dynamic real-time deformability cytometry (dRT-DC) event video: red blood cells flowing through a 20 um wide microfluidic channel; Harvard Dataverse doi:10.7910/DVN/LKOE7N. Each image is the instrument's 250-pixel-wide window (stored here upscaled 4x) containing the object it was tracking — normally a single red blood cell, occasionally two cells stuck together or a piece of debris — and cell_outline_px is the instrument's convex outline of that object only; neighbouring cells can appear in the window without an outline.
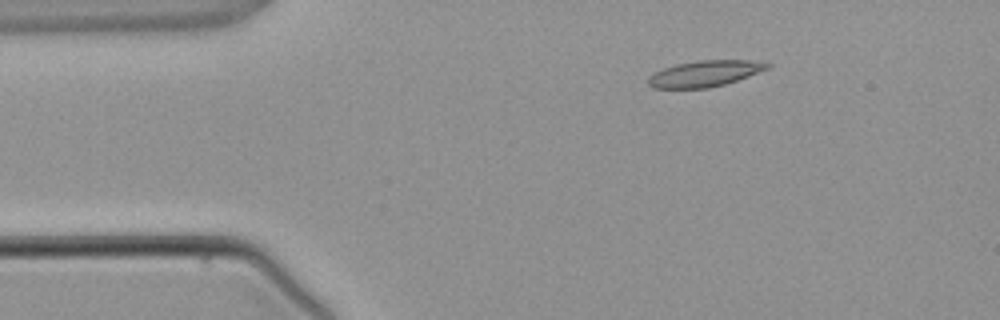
{"species": "common noctule bat (a hibernating species)", "species_latin": "Nyctalus noctula", "temperature_condition": "warm", "stored_images_in_passage": 3, "camera_frame_rate_fps": 3000, "um_per_image_px": 0.085, "animal": {"sex": "male", "body_mass_g": 21.5, "forearm_length_mm": 52.0}, "frame": {"image": 1, "passage_image": 2, "time_ms": 1.333, "image_size_px": [1000, 320], "cell_outline_px": [[772, 64], [768, 68], [748, 76], [724, 84], [708, 88], [652, 88], [648, 84], [648, 76], [664, 68], [676, 64], [700, 60], [748, 60]], "centroid_in_image_um": [59.87, 6.26], "position_along_channel_um": 25.1, "area_um2": 17.86}}